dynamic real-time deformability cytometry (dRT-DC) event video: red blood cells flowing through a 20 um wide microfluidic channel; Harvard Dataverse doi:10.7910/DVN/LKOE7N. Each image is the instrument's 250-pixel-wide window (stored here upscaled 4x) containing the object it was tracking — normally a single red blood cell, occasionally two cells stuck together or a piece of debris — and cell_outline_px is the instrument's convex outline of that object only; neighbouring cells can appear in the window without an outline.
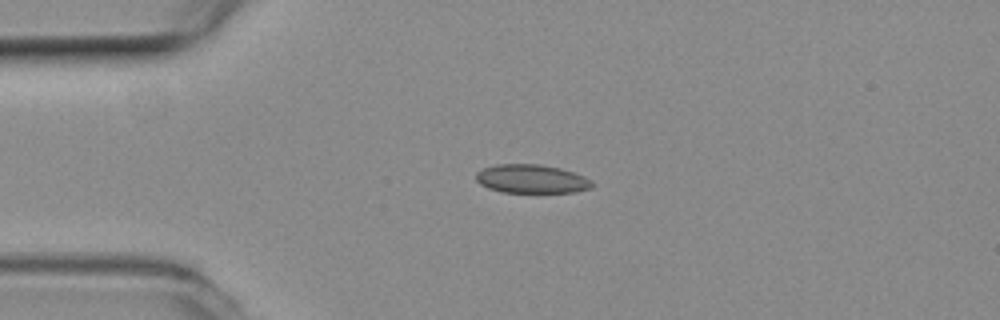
{"species": "common noctule bat (a hibernating species)", "species_latin": "Nyctalus noctula", "temperature_condition": "room temperature", "stored_images_in_passage": 2, "camera_frame_rate_fps": 3000, "um_per_image_px": 0.085, "animal": {"sex": "female", "body_mass_g": 19.3, "forearm_length_mm": 54.1}, "frame": {"image": 1, "passage_image": 2, "time_ms": 0.333, "image_size_px": [1000, 320], "cell_outline_px": [[592, 188], [576, 192], [500, 192], [488, 188], [480, 184], [476, 180], [476, 172], [484, 168], [496, 164], [540, 164], [560, 168], [584, 176], [592, 180]], "centroid_in_image_um": [45.17, 15.21], "position_along_channel_um": 39.8, "area_um2": 19.42}}